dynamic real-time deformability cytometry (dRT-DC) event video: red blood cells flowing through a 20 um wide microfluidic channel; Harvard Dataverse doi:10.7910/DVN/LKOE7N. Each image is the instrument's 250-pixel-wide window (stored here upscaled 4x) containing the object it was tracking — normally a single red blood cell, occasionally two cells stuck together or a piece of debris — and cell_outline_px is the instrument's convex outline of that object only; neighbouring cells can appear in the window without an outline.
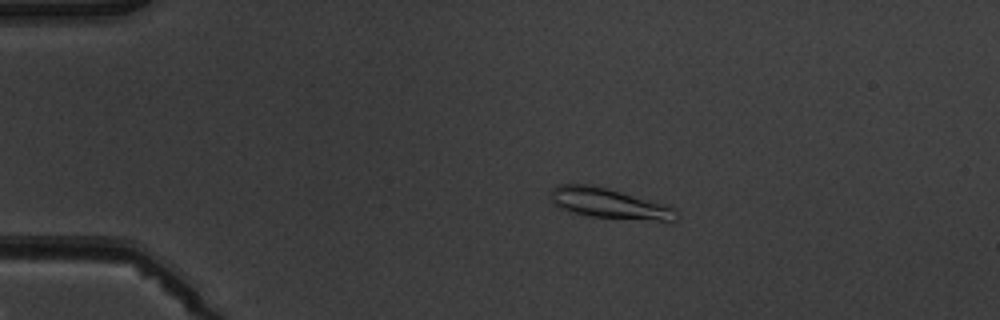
{"species": "common noctule bat (a hibernating species)", "species_latin": "Nyctalus noctula", "temperature_condition": "warm", "stored_images_in_passage": 6, "camera_frame_rate_fps": 3000, "um_per_image_px": 0.085, "animal": {"sex": "male", "body_mass_g": 19.5, "forearm_length_mm": 54.6}, "frame": {"image": 1, "passage_image": 3, "time_ms": 3.333, "image_size_px": [1000, 320], "cell_outline_px": [[680, 216], [672, 224], [588, 216], [568, 212], [556, 208], [552, 204], [552, 188], [560, 184], [588, 184], [608, 188], [668, 204]], "centroid_in_image_um": [51.89, 17.35], "position_along_channel_um": 33.1, "area_um2": 23.29}}
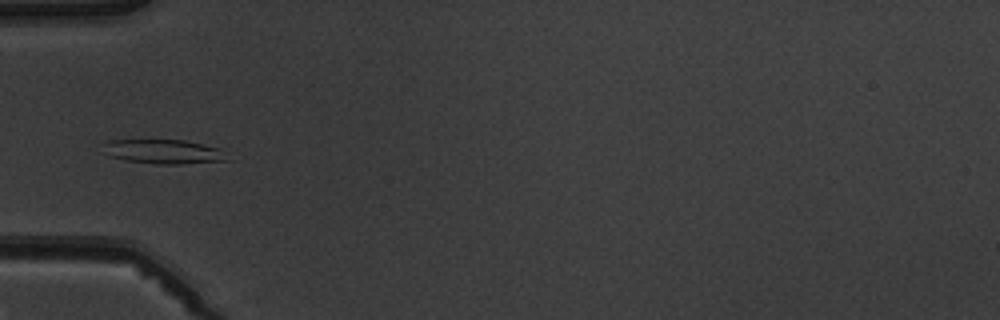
{"frame": {"image": 2, "passage_image": 5, "time_ms": 5.667, "image_size_px": [1000, 320], "cell_outline_px": [[232, 160], [180, 164], [156, 164], [124, 160], [112, 156], [104, 144], [108, 140], [184, 140], [220, 148]], "centroid_in_image_um": [14.02, 12.89], "position_along_channel_um": 71.0, "area_um2": 17.34}}